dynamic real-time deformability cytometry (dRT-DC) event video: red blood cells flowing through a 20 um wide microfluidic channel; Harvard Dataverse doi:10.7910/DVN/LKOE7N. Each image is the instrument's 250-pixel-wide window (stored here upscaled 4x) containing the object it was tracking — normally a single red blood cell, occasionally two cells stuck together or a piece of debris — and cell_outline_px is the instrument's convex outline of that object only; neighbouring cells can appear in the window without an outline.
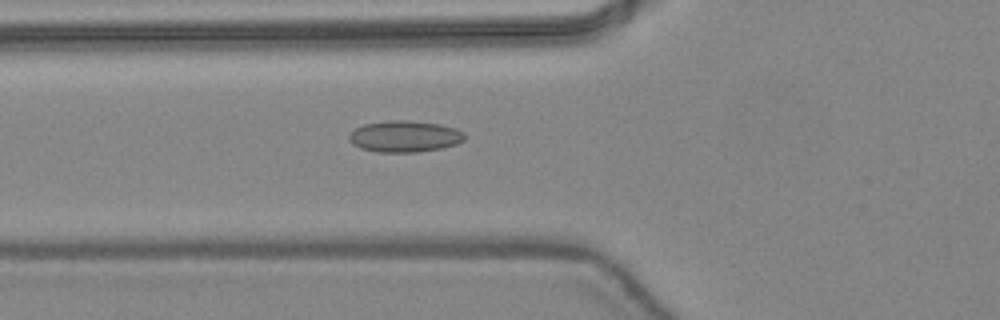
{"species": "common noctule bat (a hibernating species)", "species_latin": "Nyctalus noctula", "temperature_condition": "warm", "stored_images_in_passage": 49, "segment_of_instrument_passage": [1, 2], "camera_frame_rate_fps": 3000, "um_per_image_px": 0.085, "animal": {"sex": "female", "body_mass_g": 24.6, "forearm_length_mm": 56.2}, "frame": {"image": 1, "passage_image": 19, "time_ms": 6.0, "image_size_px": [1000, 320], "cell_outline_px": [[464, 140], [456, 144], [440, 148], [416, 152], [376, 152], [360, 148], [352, 144], [348, 140], [348, 136], [356, 128], [364, 124], [392, 120], [404, 120], [440, 124], [456, 128], [464, 132]], "centroid_in_image_um": [34.38, 11.6], "position_along_channel_um": 91.4, "area_um2": 21.1}}
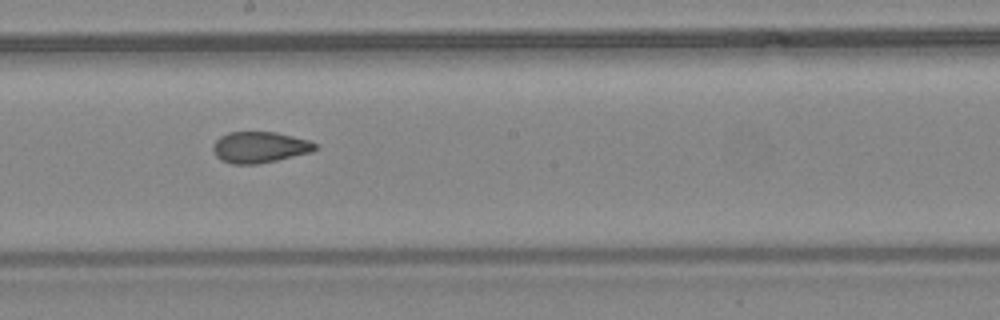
{"frame": {"image": 2, "passage_image": 28, "time_ms": 9.0, "image_size_px": [1000, 320], "cell_outline_px": [[316, 148], [312, 152], [276, 160], [256, 164], [232, 164], [220, 160], [216, 156], [212, 148], [212, 144], [220, 136], [228, 132], [276, 132], [308, 140], [316, 144]], "centroid_in_image_um": [22.03, 12.51], "position_along_channel_um": 226.2, "area_um2": 18.5}}
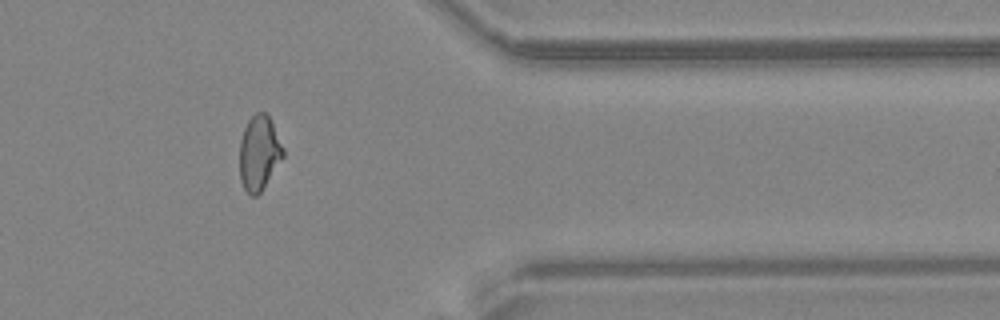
{"frame": {"image": 3, "passage_image": 40, "time_ms": 13.0, "image_size_px": [1000, 320], "cell_outline_px": [[284, 156], [260, 192], [256, 196], [252, 196], [244, 188], [240, 180], [240, 140], [244, 128], [248, 120], [256, 112], [264, 112], [272, 120], [284, 148]], "centroid_in_image_um": [22.03, 12.97], "position_along_channel_um": 389.4, "area_um2": 18.9}}